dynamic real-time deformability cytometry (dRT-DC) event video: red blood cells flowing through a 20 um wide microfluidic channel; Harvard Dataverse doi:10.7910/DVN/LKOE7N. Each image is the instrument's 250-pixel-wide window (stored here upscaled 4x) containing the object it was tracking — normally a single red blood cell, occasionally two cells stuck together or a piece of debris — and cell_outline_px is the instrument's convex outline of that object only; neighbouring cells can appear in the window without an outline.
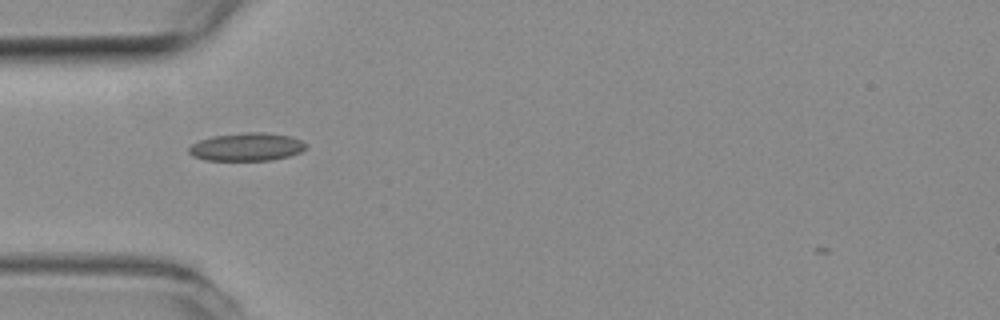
{"species": "common noctule bat (a hibernating species)", "species_latin": "Nyctalus noctula", "temperature_condition": "room temperature", "stored_images_in_passage": 42, "camera_frame_rate_fps": 3000, "um_per_image_px": 0.085, "animal": {"sex": "female", "body_mass_g": 19.3, "forearm_length_mm": 54.1}, "frame": {"image": 1, "passage_image": 3, "time_ms": 0.667, "image_size_px": [1000, 320], "cell_outline_px": [[308, 144], [300, 152], [288, 156], [272, 160], [204, 160], [192, 156], [188, 152], [188, 148], [192, 144], [200, 140], [212, 136], [244, 132], [264, 132], [292, 136]], "centroid_in_image_um": [20.96, 12.48], "position_along_channel_um": 64.0, "area_um2": 19.19}}
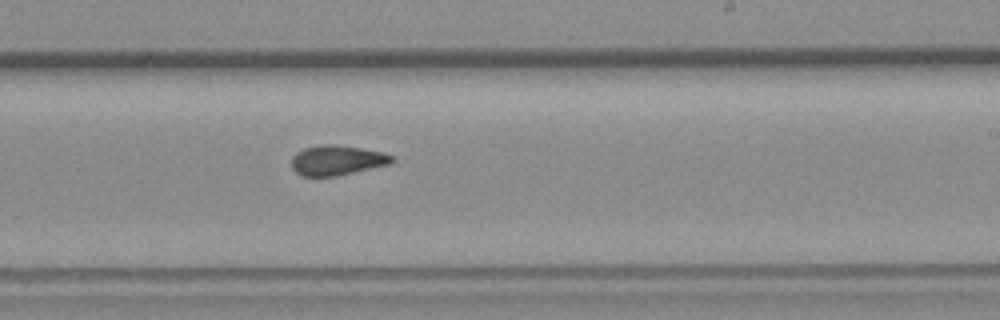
{"frame": {"image": 2, "passage_image": 19, "time_ms": 6.0, "image_size_px": [1000, 320], "cell_outline_px": [[392, 160], [388, 164], [336, 176], [304, 176], [296, 172], [292, 168], [292, 156], [296, 152], [304, 148], [320, 144], [336, 144], [384, 152], [392, 156]], "centroid_in_image_um": [28.59, 13.61], "position_along_channel_um": 260.4, "area_um2": 17.34}}
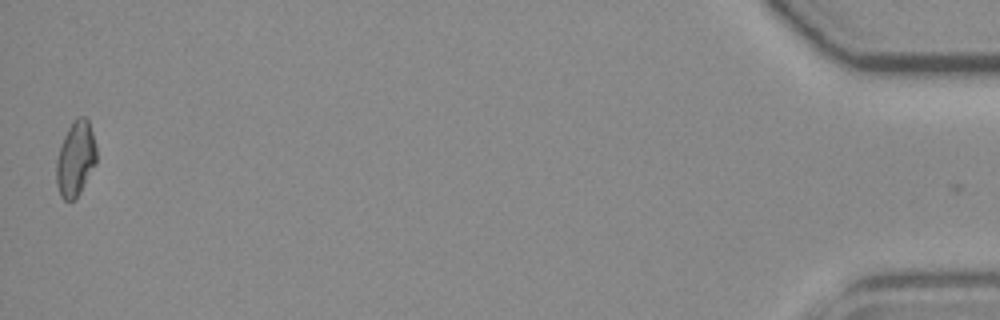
{"frame": {"image": 3, "passage_image": 41, "time_ms": 13.333, "image_size_px": [1000, 320], "cell_outline_px": [[96, 164], [80, 192], [72, 200], [64, 200], [60, 196], [56, 184], [56, 160], [64, 136], [72, 120], [76, 116], [84, 116], [88, 120], [96, 144]], "centroid_in_image_um": [6.42, 13.47], "position_along_channel_um": 428.8, "area_um2": 17.57}, "authors_computed_cell_mechanics": {"area_um2": 17.34, "velocity_mm_per_s": 3.6813, "shape_relaxation_time_tau1_ms": null, "shape_relaxation_time_tau2_ms": 2.3194, "deformation_change_tau1": null, "deformation_change_tau2": 0.0796}}